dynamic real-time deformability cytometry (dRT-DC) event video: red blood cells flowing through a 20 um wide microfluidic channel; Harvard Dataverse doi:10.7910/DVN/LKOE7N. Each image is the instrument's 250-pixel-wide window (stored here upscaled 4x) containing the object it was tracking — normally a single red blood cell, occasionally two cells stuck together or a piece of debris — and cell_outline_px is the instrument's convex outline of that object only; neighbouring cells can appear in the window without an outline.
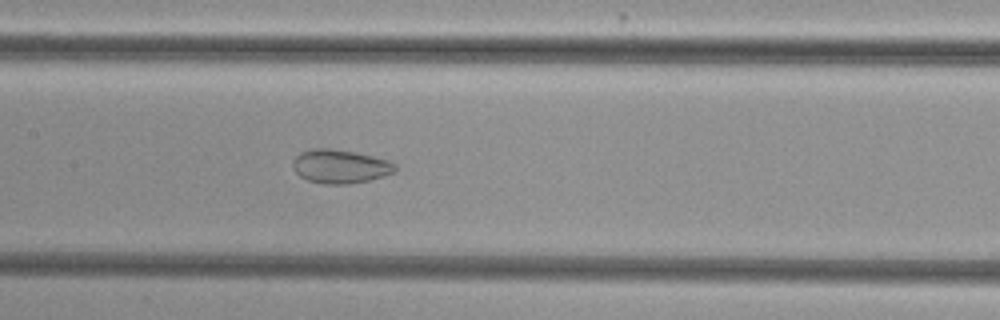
{"species": "common noctule bat (a hibernating species)", "species_latin": "Nyctalus noctula", "temperature_condition": "cold", "stored_images_in_passage": 44, "camera_frame_rate_fps": 3000, "um_per_image_px": 0.085, "animal": {"sex": "female", "body_mass_g": 29.2, "forearm_length_mm": 56.3}, "frame": {"image": 1, "passage_image": 26, "time_ms": 8.333, "image_size_px": [1000, 320], "cell_outline_px": [[396, 172], [384, 176], [368, 180], [348, 184], [324, 184], [308, 180], [300, 176], [292, 168], [292, 160], [300, 152], [316, 148], [328, 148], [356, 152], [388, 160], [396, 164]], "centroid_in_image_um": [28.91, 14.14], "position_along_channel_um": 178.5, "area_um2": 20.17}}
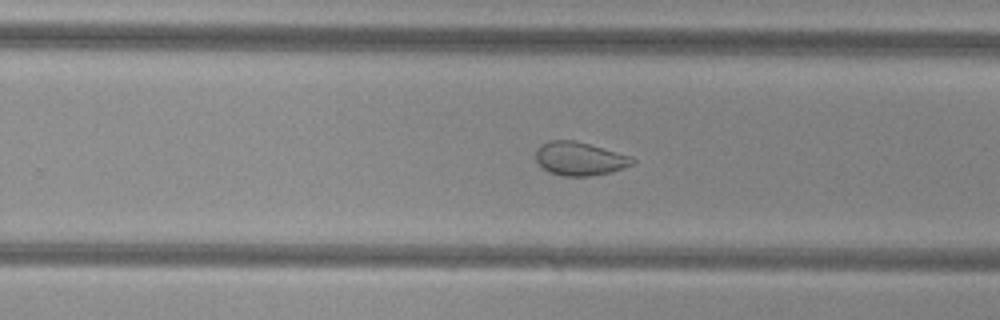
{"frame": {"image": 2, "passage_image": 34, "time_ms": 11.0, "image_size_px": [1000, 320], "cell_outline_px": [[636, 164], [612, 172], [588, 176], [564, 176], [548, 172], [536, 160], [536, 148], [540, 144], [548, 140], [572, 140], [588, 144], [632, 156], [636, 160]], "centroid_in_image_um": [49.29, 13.49], "position_along_channel_um": 280.5, "area_um2": 18.96}}
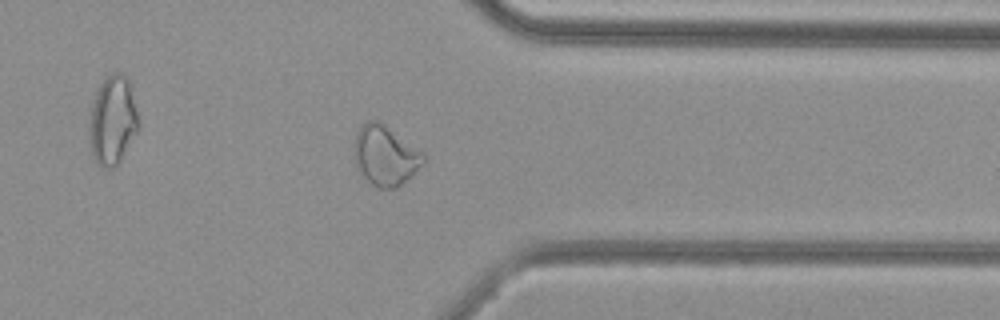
{"frame": {"image": 3, "passage_image": 42, "time_ms": 13.667, "image_size_px": [1000, 320], "cell_outline_px": [[424, 164], [396, 188], [380, 188], [372, 184], [356, 168], [352, 152], [356, 132], [368, 120], [380, 120], [424, 152]], "centroid_in_image_um": [32.73, 13.19], "position_along_channel_um": 378.7, "area_um2": 24.39}}